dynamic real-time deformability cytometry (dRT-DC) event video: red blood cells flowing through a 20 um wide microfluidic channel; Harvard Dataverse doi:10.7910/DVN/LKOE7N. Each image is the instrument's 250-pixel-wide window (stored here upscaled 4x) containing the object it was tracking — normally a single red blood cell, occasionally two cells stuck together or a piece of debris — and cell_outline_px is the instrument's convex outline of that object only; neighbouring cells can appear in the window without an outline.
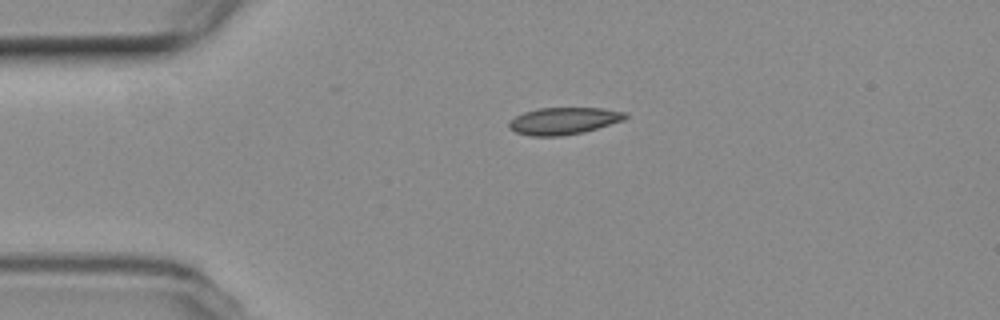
{"species": "common noctule bat (a hibernating species)", "species_latin": "Nyctalus noctula", "temperature_condition": "room temperature", "stored_images_in_passage": 43, "camera_frame_rate_fps": 3000, "um_per_image_px": 0.085, "animal": {"sex": "female", "body_mass_g": 19.3, "forearm_length_mm": 54.1}, "frame": {"image": 1, "passage_image": 1, "time_ms": 0.0, "image_size_px": [1000, 320], "cell_outline_px": [[628, 116], [624, 120], [584, 132], [560, 136], [528, 136], [516, 132], [508, 128], [508, 124], [516, 116], [524, 112], [540, 108], [600, 108], [628, 112]], "centroid_in_image_um": [47.93, 10.28], "position_along_channel_um": 37.1, "area_um2": 18.32}}
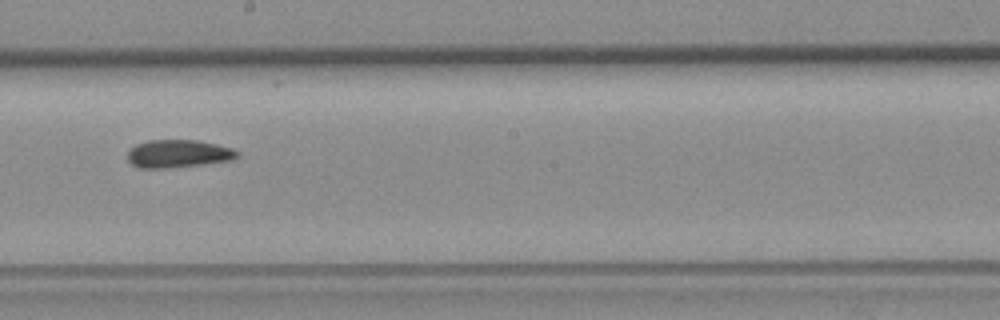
{"frame": {"image": 2, "passage_image": 19, "time_ms": 6.0, "image_size_px": [1000, 320], "cell_outline_px": [[240, 156], [232, 160], [204, 164], [168, 168], [140, 168], [132, 164], [128, 160], [128, 148], [136, 144], [148, 140], [196, 140], [216, 144], [232, 148], [240, 152]], "centroid_in_image_um": [15.16, 13.06], "position_along_channel_um": 233.0, "area_um2": 17.98}}
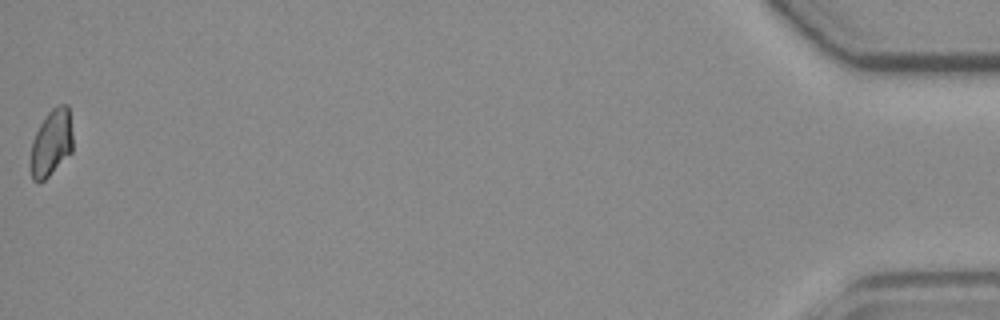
{"frame": {"image": 3, "passage_image": 43, "time_ms": 14.0, "image_size_px": [1000, 320], "cell_outline_px": [[72, 152], [44, 180], [32, 180], [28, 168], [28, 164], [32, 140], [40, 124], [48, 112], [52, 108], [60, 104], [68, 104], [72, 132]], "centroid_in_image_um": [4.33, 12.15], "position_along_channel_um": 430.9, "area_um2": 16.65}}